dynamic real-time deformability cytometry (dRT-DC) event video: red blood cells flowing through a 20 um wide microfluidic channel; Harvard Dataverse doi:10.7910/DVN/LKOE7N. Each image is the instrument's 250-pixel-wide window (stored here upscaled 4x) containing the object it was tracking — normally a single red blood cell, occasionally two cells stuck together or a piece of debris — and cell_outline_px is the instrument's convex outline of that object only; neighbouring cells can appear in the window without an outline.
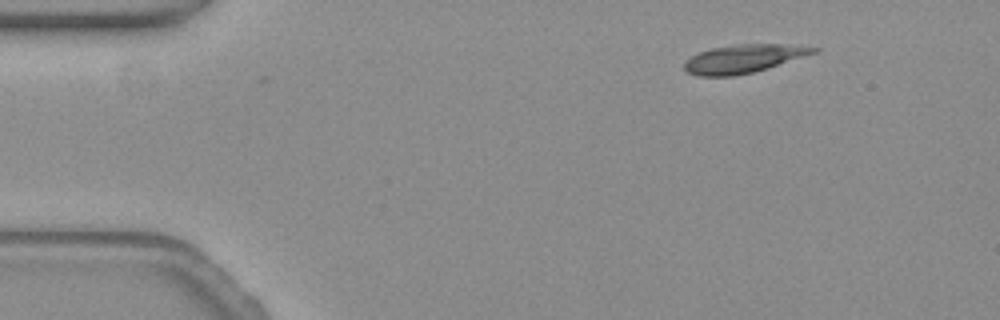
{"species": "common noctule bat (a hibernating species)", "species_latin": "Nyctalus noctula", "temperature_condition": "warm", "stored_images_in_passage": 48, "camera_frame_rate_fps": 3000, "um_per_image_px": 0.085, "animal": {"sex": "female", "body_mass_g": 19.3, "forearm_length_mm": 54.1}, "frame": {"image": 1, "passage_image": 1, "time_ms": 0.0, "image_size_px": [1000, 320], "cell_outline_px": [[820, 52], [768, 68], [752, 72], [732, 76], [700, 76], [688, 72], [684, 68], [684, 64], [692, 56], [700, 52], [712, 48], [740, 44], [780, 44], [820, 48]], "centroid_in_image_um": [63.26, 4.99], "position_along_channel_um": 21.7, "area_um2": 21.1}}
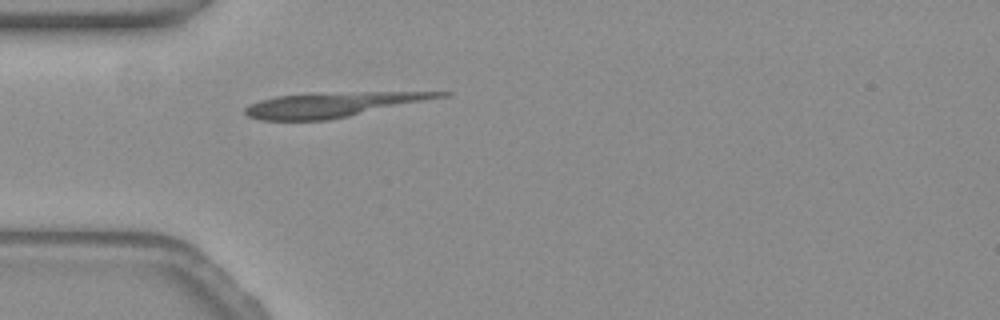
{"frame": {"image": 2, "passage_image": 10, "time_ms": 3.0, "image_size_px": [1000, 320], "cell_outline_px": [[452, 92], [448, 96], [328, 120], [260, 120], [248, 116], [244, 112], [244, 108], [248, 104], [260, 100], [276, 96], [364, 92]], "centroid_in_image_um": [28.23, 8.91], "position_along_channel_um": 56.8, "area_um2": 27.34}}